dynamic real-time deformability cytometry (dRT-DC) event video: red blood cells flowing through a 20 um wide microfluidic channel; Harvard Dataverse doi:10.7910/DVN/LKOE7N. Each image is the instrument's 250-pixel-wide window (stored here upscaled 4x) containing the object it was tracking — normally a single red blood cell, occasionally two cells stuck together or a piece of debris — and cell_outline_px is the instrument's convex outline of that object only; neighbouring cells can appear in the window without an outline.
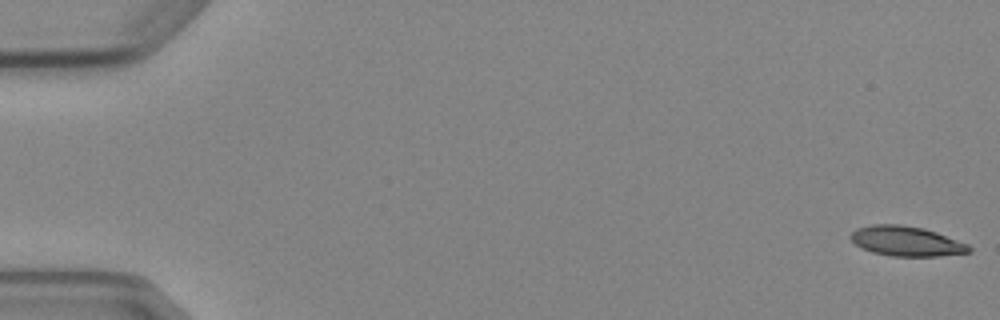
{"species": "Egyptian fruit bat (a non-hibernating species)", "species_latin": "Rousettus aegyptiacus", "temperature_condition": "cold", "stored_images_in_passage": 6, "camera_frame_rate_fps": 3000, "um_per_image_px": 0.085, "animal": {"sex": "female"}, "frame": {"image": 1, "passage_image": 1, "time_ms": 0.0, "image_size_px": [1000, 320], "cell_outline_px": [[972, 252], [936, 256], [892, 256], [872, 252], [860, 248], [852, 240], [852, 232], [856, 228], [872, 224], [900, 224], [924, 228], [936, 232], [968, 244], [972, 248]], "centroid_in_image_um": [77.05, 20.49], "position_along_channel_um": 8.0, "area_um2": 20.58}}